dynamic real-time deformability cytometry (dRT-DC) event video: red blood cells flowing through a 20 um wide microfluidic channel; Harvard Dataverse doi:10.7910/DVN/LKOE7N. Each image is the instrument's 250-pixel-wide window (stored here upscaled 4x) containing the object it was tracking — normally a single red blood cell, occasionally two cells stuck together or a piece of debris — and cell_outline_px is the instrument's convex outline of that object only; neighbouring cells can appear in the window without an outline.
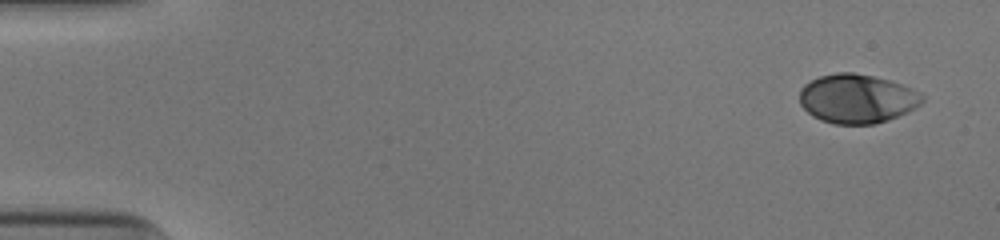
{"species": "human", "species_latin": "Homo sapiens", "temperature_condition": "cold", "stored_images_in_passage": 50, "camera_frame_rate_fps": 3000, "um_per_image_px": 0.085, "donor": {"sex": "male"}, "frame": {"image": 1, "passage_image": 1, "time_ms": 0.0, "image_size_px": [1000, 240], "cell_outline_px": [[924, 100], [920, 104], [888, 120], [876, 124], [832, 124], [820, 120], [812, 116], [800, 104], [800, 88], [804, 84], [820, 76], [836, 72], [852, 72], [872, 76], [888, 80], [912, 88], [920, 92], [924, 96]], "centroid_in_image_um": [72.82, 8.39], "position_along_channel_um": 12.2, "area_um2": 34.97}}
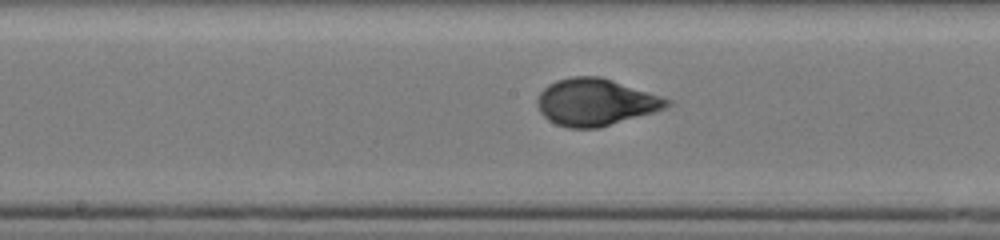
{"frame": {"image": 2, "passage_image": 26, "time_ms": 8.333, "image_size_px": [1000, 240], "cell_outline_px": [[672, 104], [664, 108], [652, 112], [600, 128], [568, 128], [556, 124], [548, 120], [540, 112], [536, 104], [536, 100], [540, 92], [548, 84], [556, 80], [572, 76], [600, 76], [672, 100]], "centroid_in_image_um": [50.57, 8.68], "position_along_channel_um": 197.6, "area_um2": 35.37}}
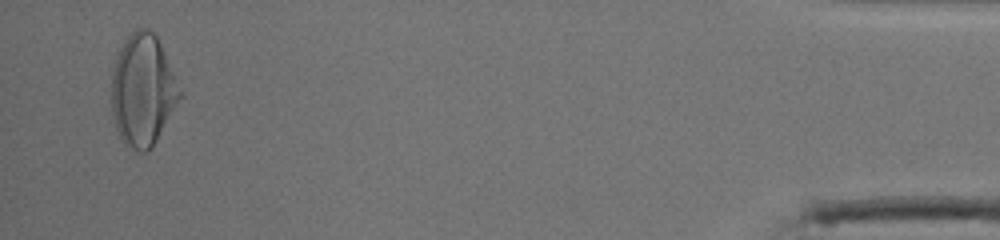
{"frame": {"image": 3, "passage_image": 49, "time_ms": 16.0, "image_size_px": [1000, 240], "cell_outline_px": [[184, 96], [152, 148], [148, 152], [140, 152], [128, 148], [124, 144], [116, 128], [112, 116], [112, 72], [120, 48], [128, 36], [136, 28], [148, 28], [156, 36], [184, 92]], "centroid_in_image_um": [12.18, 7.72], "position_along_channel_um": 423.0, "area_um2": 44.97}, "authors_computed_cell_mechanics": {"area_um2": 34.969, "velocity_mm_per_s": 3.9334, "shape_relaxation_time_tau1_ms": 3.6758, "shape_relaxation_time_tau2_ms": null, "deformation_change_tau1": 0.1928, "deformation_change_tau2": null}}